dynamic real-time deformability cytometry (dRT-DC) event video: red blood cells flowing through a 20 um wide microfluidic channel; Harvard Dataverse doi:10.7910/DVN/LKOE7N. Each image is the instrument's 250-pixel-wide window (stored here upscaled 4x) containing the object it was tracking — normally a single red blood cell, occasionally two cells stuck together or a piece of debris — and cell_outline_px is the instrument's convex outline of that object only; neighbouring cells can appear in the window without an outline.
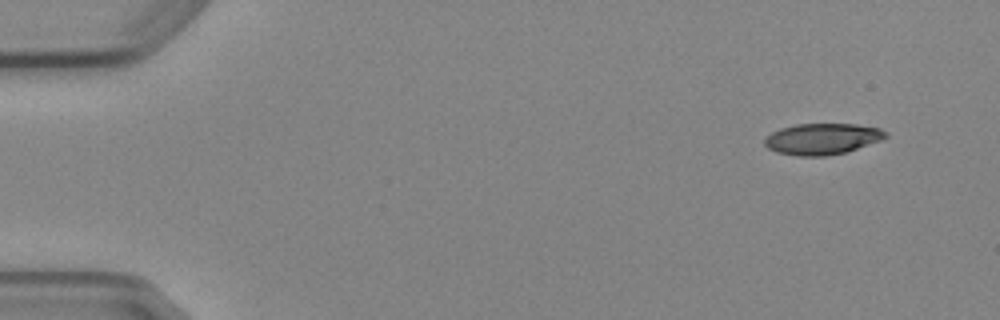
{"species": "Egyptian fruit bat (a non-hibernating species)", "species_latin": "Rousettus aegyptiacus", "temperature_condition": "cold", "stored_images_in_passage": 7, "camera_frame_rate_fps": 3000, "um_per_image_px": 0.085, "animal": {"sex": "female"}, "frame": {"image": 1, "passage_image": 1, "time_ms": 0.0, "image_size_px": [1000, 320], "cell_outline_px": [[888, 136], [880, 140], [844, 152], [824, 156], [796, 156], [776, 152], [768, 148], [764, 144], [764, 136], [780, 128], [796, 124], [856, 124], [880, 128], [888, 132]], "centroid_in_image_um": [69.85, 11.8], "position_along_channel_um": 15.2, "area_um2": 21.96}}
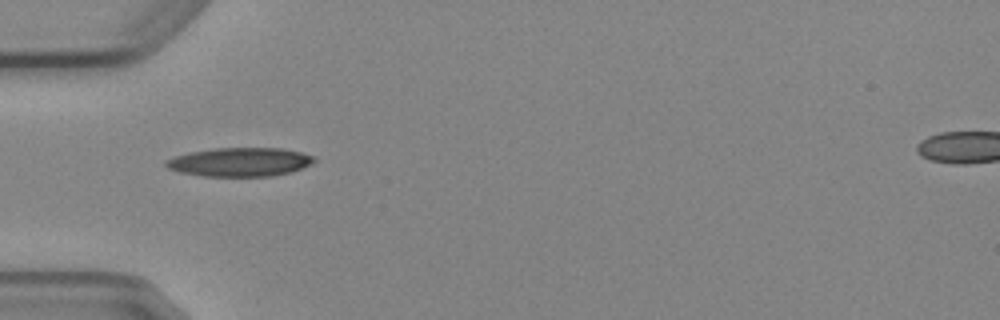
{"frame": {"image": 2, "passage_image": 4, "time_ms": 4.333, "image_size_px": [1000, 320], "cell_outline_px": [[316, 160], [312, 164], [292, 172], [272, 176], [204, 176], [180, 172], [168, 168], [164, 164], [164, 160], [188, 152], [216, 148], [280, 148], [300, 152], [316, 156]], "centroid_in_image_um": [20.41, 13.77], "position_along_channel_um": 64.6, "area_um2": 24.97}}
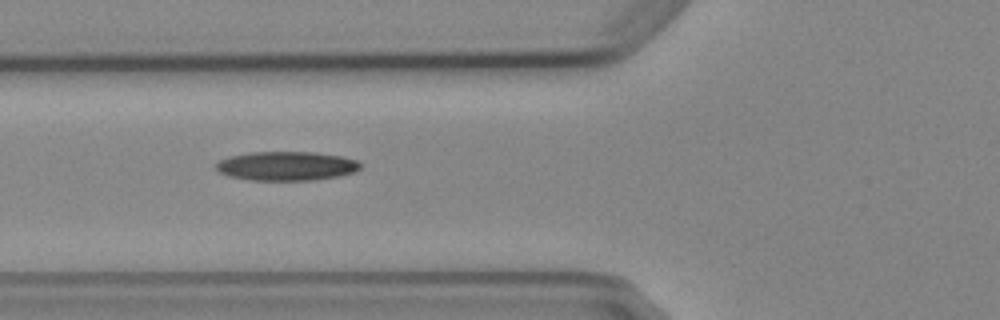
{"frame": {"image": 3, "passage_image": 5, "time_ms": 5.333, "image_size_px": [1000, 320], "cell_outline_px": [[360, 168], [356, 172], [336, 176], [312, 180], [248, 180], [228, 176], [220, 172], [216, 168], [216, 164], [220, 160], [232, 156], [252, 152], [312, 152], [340, 156], [356, 160], [360, 164]], "centroid_in_image_um": [24.34, 14.11], "position_along_channel_um": 101.5, "area_um2": 24.22}}